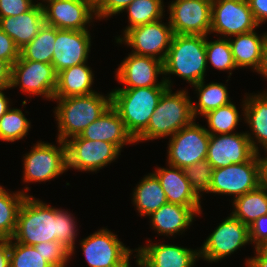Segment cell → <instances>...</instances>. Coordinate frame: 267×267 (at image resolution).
<instances>
[{
    "label": "cell",
    "instance_id": "cell-1",
    "mask_svg": "<svg viewBox=\"0 0 267 267\" xmlns=\"http://www.w3.org/2000/svg\"><path fill=\"white\" fill-rule=\"evenodd\" d=\"M75 220V216L67 209L51 206L29 194L20 207L13 239L32 246L59 241L70 250L72 259L79 234L78 222Z\"/></svg>",
    "mask_w": 267,
    "mask_h": 267
},
{
    "label": "cell",
    "instance_id": "cell-2",
    "mask_svg": "<svg viewBox=\"0 0 267 267\" xmlns=\"http://www.w3.org/2000/svg\"><path fill=\"white\" fill-rule=\"evenodd\" d=\"M164 81L173 88L171 75L194 86L207 75L206 36L174 34L165 61Z\"/></svg>",
    "mask_w": 267,
    "mask_h": 267
},
{
    "label": "cell",
    "instance_id": "cell-3",
    "mask_svg": "<svg viewBox=\"0 0 267 267\" xmlns=\"http://www.w3.org/2000/svg\"><path fill=\"white\" fill-rule=\"evenodd\" d=\"M54 119L58 129L56 139L62 142L80 135L92 122L98 119L111 106V92H95L85 96L53 98Z\"/></svg>",
    "mask_w": 267,
    "mask_h": 267
},
{
    "label": "cell",
    "instance_id": "cell-4",
    "mask_svg": "<svg viewBox=\"0 0 267 267\" xmlns=\"http://www.w3.org/2000/svg\"><path fill=\"white\" fill-rule=\"evenodd\" d=\"M167 88L153 114L147 128L135 139L137 143L172 137L181 128L191 124L195 118L192 112V97L188 89Z\"/></svg>",
    "mask_w": 267,
    "mask_h": 267
},
{
    "label": "cell",
    "instance_id": "cell-5",
    "mask_svg": "<svg viewBox=\"0 0 267 267\" xmlns=\"http://www.w3.org/2000/svg\"><path fill=\"white\" fill-rule=\"evenodd\" d=\"M168 86L112 89L111 106L118 112L127 131L136 139L148 126L149 119Z\"/></svg>",
    "mask_w": 267,
    "mask_h": 267
},
{
    "label": "cell",
    "instance_id": "cell-6",
    "mask_svg": "<svg viewBox=\"0 0 267 267\" xmlns=\"http://www.w3.org/2000/svg\"><path fill=\"white\" fill-rule=\"evenodd\" d=\"M56 144L37 141L23 154V183L50 182L67 172L66 145L59 139Z\"/></svg>",
    "mask_w": 267,
    "mask_h": 267
},
{
    "label": "cell",
    "instance_id": "cell-7",
    "mask_svg": "<svg viewBox=\"0 0 267 267\" xmlns=\"http://www.w3.org/2000/svg\"><path fill=\"white\" fill-rule=\"evenodd\" d=\"M116 233L102 227L79 240L82 254L89 267H128L136 249L126 247ZM133 255V256H132Z\"/></svg>",
    "mask_w": 267,
    "mask_h": 267
},
{
    "label": "cell",
    "instance_id": "cell-8",
    "mask_svg": "<svg viewBox=\"0 0 267 267\" xmlns=\"http://www.w3.org/2000/svg\"><path fill=\"white\" fill-rule=\"evenodd\" d=\"M218 223L212 233L199 247V259L207 263L221 262L245 245H250L249 226L243 224L231 214ZM226 257V258H225Z\"/></svg>",
    "mask_w": 267,
    "mask_h": 267
},
{
    "label": "cell",
    "instance_id": "cell-9",
    "mask_svg": "<svg viewBox=\"0 0 267 267\" xmlns=\"http://www.w3.org/2000/svg\"><path fill=\"white\" fill-rule=\"evenodd\" d=\"M67 170L78 172L97 173L101 169L116 162L121 150L113 143L88 140L79 135L65 142Z\"/></svg>",
    "mask_w": 267,
    "mask_h": 267
},
{
    "label": "cell",
    "instance_id": "cell-10",
    "mask_svg": "<svg viewBox=\"0 0 267 267\" xmlns=\"http://www.w3.org/2000/svg\"><path fill=\"white\" fill-rule=\"evenodd\" d=\"M261 185L259 153L249 161L213 170L210 194L227 195L231 201Z\"/></svg>",
    "mask_w": 267,
    "mask_h": 267
},
{
    "label": "cell",
    "instance_id": "cell-11",
    "mask_svg": "<svg viewBox=\"0 0 267 267\" xmlns=\"http://www.w3.org/2000/svg\"><path fill=\"white\" fill-rule=\"evenodd\" d=\"M57 85V73L52 64L21 57L11 66L10 89L19 87L22 93L53 101Z\"/></svg>",
    "mask_w": 267,
    "mask_h": 267
},
{
    "label": "cell",
    "instance_id": "cell-12",
    "mask_svg": "<svg viewBox=\"0 0 267 267\" xmlns=\"http://www.w3.org/2000/svg\"><path fill=\"white\" fill-rule=\"evenodd\" d=\"M155 22L129 29L118 41L131 49V53L139 56H151L165 61L174 36L169 20L165 17Z\"/></svg>",
    "mask_w": 267,
    "mask_h": 267
},
{
    "label": "cell",
    "instance_id": "cell-13",
    "mask_svg": "<svg viewBox=\"0 0 267 267\" xmlns=\"http://www.w3.org/2000/svg\"><path fill=\"white\" fill-rule=\"evenodd\" d=\"M210 134L205 126L196 122V119L181 128L167 143L166 164L186 168L197 162L206 160Z\"/></svg>",
    "mask_w": 267,
    "mask_h": 267
},
{
    "label": "cell",
    "instance_id": "cell-14",
    "mask_svg": "<svg viewBox=\"0 0 267 267\" xmlns=\"http://www.w3.org/2000/svg\"><path fill=\"white\" fill-rule=\"evenodd\" d=\"M259 27L247 0H212L210 35L228 39Z\"/></svg>",
    "mask_w": 267,
    "mask_h": 267
},
{
    "label": "cell",
    "instance_id": "cell-15",
    "mask_svg": "<svg viewBox=\"0 0 267 267\" xmlns=\"http://www.w3.org/2000/svg\"><path fill=\"white\" fill-rule=\"evenodd\" d=\"M167 5L174 34L210 36L212 0H172Z\"/></svg>",
    "mask_w": 267,
    "mask_h": 267
},
{
    "label": "cell",
    "instance_id": "cell-16",
    "mask_svg": "<svg viewBox=\"0 0 267 267\" xmlns=\"http://www.w3.org/2000/svg\"><path fill=\"white\" fill-rule=\"evenodd\" d=\"M115 70L114 78L119 84H123V87L114 89L168 86L163 78V61L151 56H139L129 52ZM161 76L159 80L158 77Z\"/></svg>",
    "mask_w": 267,
    "mask_h": 267
},
{
    "label": "cell",
    "instance_id": "cell-17",
    "mask_svg": "<svg viewBox=\"0 0 267 267\" xmlns=\"http://www.w3.org/2000/svg\"><path fill=\"white\" fill-rule=\"evenodd\" d=\"M42 6L45 24L58 29L89 30L97 20L89 0H46Z\"/></svg>",
    "mask_w": 267,
    "mask_h": 267
},
{
    "label": "cell",
    "instance_id": "cell-18",
    "mask_svg": "<svg viewBox=\"0 0 267 267\" xmlns=\"http://www.w3.org/2000/svg\"><path fill=\"white\" fill-rule=\"evenodd\" d=\"M90 30H66L56 28L52 65L56 73L82 63H88L91 53Z\"/></svg>",
    "mask_w": 267,
    "mask_h": 267
},
{
    "label": "cell",
    "instance_id": "cell-19",
    "mask_svg": "<svg viewBox=\"0 0 267 267\" xmlns=\"http://www.w3.org/2000/svg\"><path fill=\"white\" fill-rule=\"evenodd\" d=\"M256 152L246 132L210 134L206 160L214 169L249 161Z\"/></svg>",
    "mask_w": 267,
    "mask_h": 267
},
{
    "label": "cell",
    "instance_id": "cell-20",
    "mask_svg": "<svg viewBox=\"0 0 267 267\" xmlns=\"http://www.w3.org/2000/svg\"><path fill=\"white\" fill-rule=\"evenodd\" d=\"M136 248V260L144 267H195L199 259V248L191 249L179 245L153 243Z\"/></svg>",
    "mask_w": 267,
    "mask_h": 267
},
{
    "label": "cell",
    "instance_id": "cell-21",
    "mask_svg": "<svg viewBox=\"0 0 267 267\" xmlns=\"http://www.w3.org/2000/svg\"><path fill=\"white\" fill-rule=\"evenodd\" d=\"M202 207H186L170 202L162 205L149 216L150 228L159 236L176 237L185 234L196 217L203 214Z\"/></svg>",
    "mask_w": 267,
    "mask_h": 267
},
{
    "label": "cell",
    "instance_id": "cell-22",
    "mask_svg": "<svg viewBox=\"0 0 267 267\" xmlns=\"http://www.w3.org/2000/svg\"><path fill=\"white\" fill-rule=\"evenodd\" d=\"M266 90V91H265ZM244 123L252 148L256 153L267 151V89L244 94Z\"/></svg>",
    "mask_w": 267,
    "mask_h": 267
},
{
    "label": "cell",
    "instance_id": "cell-23",
    "mask_svg": "<svg viewBox=\"0 0 267 267\" xmlns=\"http://www.w3.org/2000/svg\"><path fill=\"white\" fill-rule=\"evenodd\" d=\"M88 140H100L115 144L121 151L136 141L127 131L118 112L110 106L98 119L89 124L79 135Z\"/></svg>",
    "mask_w": 267,
    "mask_h": 267
},
{
    "label": "cell",
    "instance_id": "cell-24",
    "mask_svg": "<svg viewBox=\"0 0 267 267\" xmlns=\"http://www.w3.org/2000/svg\"><path fill=\"white\" fill-rule=\"evenodd\" d=\"M152 173L158 178L167 201L186 207H202L201 200L192 190L184 170L167 164L166 168L157 165Z\"/></svg>",
    "mask_w": 267,
    "mask_h": 267
},
{
    "label": "cell",
    "instance_id": "cell-25",
    "mask_svg": "<svg viewBox=\"0 0 267 267\" xmlns=\"http://www.w3.org/2000/svg\"><path fill=\"white\" fill-rule=\"evenodd\" d=\"M44 24V10L39 3L17 17L0 18V29L14 40L20 50L37 36Z\"/></svg>",
    "mask_w": 267,
    "mask_h": 267
},
{
    "label": "cell",
    "instance_id": "cell-26",
    "mask_svg": "<svg viewBox=\"0 0 267 267\" xmlns=\"http://www.w3.org/2000/svg\"><path fill=\"white\" fill-rule=\"evenodd\" d=\"M94 72L89 63L75 65L58 72L54 98L85 96L97 92L92 88Z\"/></svg>",
    "mask_w": 267,
    "mask_h": 267
},
{
    "label": "cell",
    "instance_id": "cell-27",
    "mask_svg": "<svg viewBox=\"0 0 267 267\" xmlns=\"http://www.w3.org/2000/svg\"><path fill=\"white\" fill-rule=\"evenodd\" d=\"M236 67L251 69L256 72L260 65L264 45L267 41V31L258 34L254 31L228 38Z\"/></svg>",
    "mask_w": 267,
    "mask_h": 267
},
{
    "label": "cell",
    "instance_id": "cell-28",
    "mask_svg": "<svg viewBox=\"0 0 267 267\" xmlns=\"http://www.w3.org/2000/svg\"><path fill=\"white\" fill-rule=\"evenodd\" d=\"M131 194V203L140 217H149L168 202L158 178L152 172L139 180Z\"/></svg>",
    "mask_w": 267,
    "mask_h": 267
},
{
    "label": "cell",
    "instance_id": "cell-29",
    "mask_svg": "<svg viewBox=\"0 0 267 267\" xmlns=\"http://www.w3.org/2000/svg\"><path fill=\"white\" fill-rule=\"evenodd\" d=\"M205 79L197 83L194 87V94H197L196 102L192 100V112L194 118L200 116L203 117L210 111L216 110L217 108L227 105L232 102L229 96L228 84L209 82L205 84ZM199 115V116H198Z\"/></svg>",
    "mask_w": 267,
    "mask_h": 267
},
{
    "label": "cell",
    "instance_id": "cell-30",
    "mask_svg": "<svg viewBox=\"0 0 267 267\" xmlns=\"http://www.w3.org/2000/svg\"><path fill=\"white\" fill-rule=\"evenodd\" d=\"M30 189L25 185L24 189L13 192L0 185V240L13 238L20 207Z\"/></svg>",
    "mask_w": 267,
    "mask_h": 267
},
{
    "label": "cell",
    "instance_id": "cell-31",
    "mask_svg": "<svg viewBox=\"0 0 267 267\" xmlns=\"http://www.w3.org/2000/svg\"><path fill=\"white\" fill-rule=\"evenodd\" d=\"M230 214L249 226L259 217L267 214V191L259 185L256 189L241 195L231 202Z\"/></svg>",
    "mask_w": 267,
    "mask_h": 267
},
{
    "label": "cell",
    "instance_id": "cell-32",
    "mask_svg": "<svg viewBox=\"0 0 267 267\" xmlns=\"http://www.w3.org/2000/svg\"><path fill=\"white\" fill-rule=\"evenodd\" d=\"M166 7L164 0H134L123 12H126L128 25L115 36L118 41L129 29L165 18Z\"/></svg>",
    "mask_w": 267,
    "mask_h": 267
},
{
    "label": "cell",
    "instance_id": "cell-33",
    "mask_svg": "<svg viewBox=\"0 0 267 267\" xmlns=\"http://www.w3.org/2000/svg\"><path fill=\"white\" fill-rule=\"evenodd\" d=\"M240 106L242 109L241 115L233 101L205 114L203 118L206 119L205 121L207 122V128L205 125L206 131L209 134L236 133V128L240 125L239 123L242 122L241 120H244V97L242 98Z\"/></svg>",
    "mask_w": 267,
    "mask_h": 267
},
{
    "label": "cell",
    "instance_id": "cell-34",
    "mask_svg": "<svg viewBox=\"0 0 267 267\" xmlns=\"http://www.w3.org/2000/svg\"><path fill=\"white\" fill-rule=\"evenodd\" d=\"M56 28L44 24L37 36L20 50V57L42 63H52Z\"/></svg>",
    "mask_w": 267,
    "mask_h": 267
},
{
    "label": "cell",
    "instance_id": "cell-35",
    "mask_svg": "<svg viewBox=\"0 0 267 267\" xmlns=\"http://www.w3.org/2000/svg\"><path fill=\"white\" fill-rule=\"evenodd\" d=\"M206 61L207 67H209L208 64H211L214 69L226 71L229 74L226 83L230 80L232 71L238 70L229 40L226 38L217 37V39L209 41V36H206Z\"/></svg>",
    "mask_w": 267,
    "mask_h": 267
},
{
    "label": "cell",
    "instance_id": "cell-36",
    "mask_svg": "<svg viewBox=\"0 0 267 267\" xmlns=\"http://www.w3.org/2000/svg\"><path fill=\"white\" fill-rule=\"evenodd\" d=\"M31 121L27 119L21 108H12L0 118V141L15 142L27 137L31 129Z\"/></svg>",
    "mask_w": 267,
    "mask_h": 267
},
{
    "label": "cell",
    "instance_id": "cell-37",
    "mask_svg": "<svg viewBox=\"0 0 267 267\" xmlns=\"http://www.w3.org/2000/svg\"><path fill=\"white\" fill-rule=\"evenodd\" d=\"M10 267H53L32 245L10 239Z\"/></svg>",
    "mask_w": 267,
    "mask_h": 267
},
{
    "label": "cell",
    "instance_id": "cell-38",
    "mask_svg": "<svg viewBox=\"0 0 267 267\" xmlns=\"http://www.w3.org/2000/svg\"><path fill=\"white\" fill-rule=\"evenodd\" d=\"M183 170L186 179L191 184L192 190L201 200H203V194L210 193L214 168L207 160H203L187 166Z\"/></svg>",
    "mask_w": 267,
    "mask_h": 267
},
{
    "label": "cell",
    "instance_id": "cell-39",
    "mask_svg": "<svg viewBox=\"0 0 267 267\" xmlns=\"http://www.w3.org/2000/svg\"><path fill=\"white\" fill-rule=\"evenodd\" d=\"M34 247L53 267H67L71 261L70 250L59 241L39 243Z\"/></svg>",
    "mask_w": 267,
    "mask_h": 267
},
{
    "label": "cell",
    "instance_id": "cell-40",
    "mask_svg": "<svg viewBox=\"0 0 267 267\" xmlns=\"http://www.w3.org/2000/svg\"><path fill=\"white\" fill-rule=\"evenodd\" d=\"M134 0H99L94 5V12L96 19L108 20L113 18L112 16H118V14L123 13L125 8L132 3Z\"/></svg>",
    "mask_w": 267,
    "mask_h": 267
},
{
    "label": "cell",
    "instance_id": "cell-41",
    "mask_svg": "<svg viewBox=\"0 0 267 267\" xmlns=\"http://www.w3.org/2000/svg\"><path fill=\"white\" fill-rule=\"evenodd\" d=\"M38 0H0V18L17 17L31 10Z\"/></svg>",
    "mask_w": 267,
    "mask_h": 267
},
{
    "label": "cell",
    "instance_id": "cell-42",
    "mask_svg": "<svg viewBox=\"0 0 267 267\" xmlns=\"http://www.w3.org/2000/svg\"><path fill=\"white\" fill-rule=\"evenodd\" d=\"M20 57V49L2 29H0V59L12 66Z\"/></svg>",
    "mask_w": 267,
    "mask_h": 267
},
{
    "label": "cell",
    "instance_id": "cell-43",
    "mask_svg": "<svg viewBox=\"0 0 267 267\" xmlns=\"http://www.w3.org/2000/svg\"><path fill=\"white\" fill-rule=\"evenodd\" d=\"M249 236L251 245L258 248L267 240V214L259 217L249 225Z\"/></svg>",
    "mask_w": 267,
    "mask_h": 267
},
{
    "label": "cell",
    "instance_id": "cell-44",
    "mask_svg": "<svg viewBox=\"0 0 267 267\" xmlns=\"http://www.w3.org/2000/svg\"><path fill=\"white\" fill-rule=\"evenodd\" d=\"M256 23L261 26L267 22V0H247Z\"/></svg>",
    "mask_w": 267,
    "mask_h": 267
},
{
    "label": "cell",
    "instance_id": "cell-45",
    "mask_svg": "<svg viewBox=\"0 0 267 267\" xmlns=\"http://www.w3.org/2000/svg\"><path fill=\"white\" fill-rule=\"evenodd\" d=\"M254 251V257H245V267H267V256H265L258 248H255Z\"/></svg>",
    "mask_w": 267,
    "mask_h": 267
},
{
    "label": "cell",
    "instance_id": "cell-46",
    "mask_svg": "<svg viewBox=\"0 0 267 267\" xmlns=\"http://www.w3.org/2000/svg\"><path fill=\"white\" fill-rule=\"evenodd\" d=\"M11 66L4 60L0 59V89L10 86Z\"/></svg>",
    "mask_w": 267,
    "mask_h": 267
},
{
    "label": "cell",
    "instance_id": "cell-47",
    "mask_svg": "<svg viewBox=\"0 0 267 267\" xmlns=\"http://www.w3.org/2000/svg\"><path fill=\"white\" fill-rule=\"evenodd\" d=\"M10 239L0 240V267H10Z\"/></svg>",
    "mask_w": 267,
    "mask_h": 267
},
{
    "label": "cell",
    "instance_id": "cell-48",
    "mask_svg": "<svg viewBox=\"0 0 267 267\" xmlns=\"http://www.w3.org/2000/svg\"><path fill=\"white\" fill-rule=\"evenodd\" d=\"M264 157L259 153V160H260V175H261V185L267 191V151L264 152Z\"/></svg>",
    "mask_w": 267,
    "mask_h": 267
},
{
    "label": "cell",
    "instance_id": "cell-49",
    "mask_svg": "<svg viewBox=\"0 0 267 267\" xmlns=\"http://www.w3.org/2000/svg\"><path fill=\"white\" fill-rule=\"evenodd\" d=\"M10 89L8 88H3L0 89V118L10 109L12 106V101L10 98H8L5 94V90Z\"/></svg>",
    "mask_w": 267,
    "mask_h": 267
},
{
    "label": "cell",
    "instance_id": "cell-50",
    "mask_svg": "<svg viewBox=\"0 0 267 267\" xmlns=\"http://www.w3.org/2000/svg\"><path fill=\"white\" fill-rule=\"evenodd\" d=\"M256 72L264 77V79L267 81V41L264 45L260 65Z\"/></svg>",
    "mask_w": 267,
    "mask_h": 267
},
{
    "label": "cell",
    "instance_id": "cell-51",
    "mask_svg": "<svg viewBox=\"0 0 267 267\" xmlns=\"http://www.w3.org/2000/svg\"><path fill=\"white\" fill-rule=\"evenodd\" d=\"M258 249L265 255L267 256V240L261 244Z\"/></svg>",
    "mask_w": 267,
    "mask_h": 267
},
{
    "label": "cell",
    "instance_id": "cell-52",
    "mask_svg": "<svg viewBox=\"0 0 267 267\" xmlns=\"http://www.w3.org/2000/svg\"><path fill=\"white\" fill-rule=\"evenodd\" d=\"M135 264L137 265V267H144L143 265H141L137 260H135ZM128 267H132L131 265H129Z\"/></svg>",
    "mask_w": 267,
    "mask_h": 267
},
{
    "label": "cell",
    "instance_id": "cell-53",
    "mask_svg": "<svg viewBox=\"0 0 267 267\" xmlns=\"http://www.w3.org/2000/svg\"><path fill=\"white\" fill-rule=\"evenodd\" d=\"M93 5H95L99 0H89Z\"/></svg>",
    "mask_w": 267,
    "mask_h": 267
},
{
    "label": "cell",
    "instance_id": "cell-54",
    "mask_svg": "<svg viewBox=\"0 0 267 267\" xmlns=\"http://www.w3.org/2000/svg\"><path fill=\"white\" fill-rule=\"evenodd\" d=\"M46 0H39V4H43Z\"/></svg>",
    "mask_w": 267,
    "mask_h": 267
}]
</instances>
